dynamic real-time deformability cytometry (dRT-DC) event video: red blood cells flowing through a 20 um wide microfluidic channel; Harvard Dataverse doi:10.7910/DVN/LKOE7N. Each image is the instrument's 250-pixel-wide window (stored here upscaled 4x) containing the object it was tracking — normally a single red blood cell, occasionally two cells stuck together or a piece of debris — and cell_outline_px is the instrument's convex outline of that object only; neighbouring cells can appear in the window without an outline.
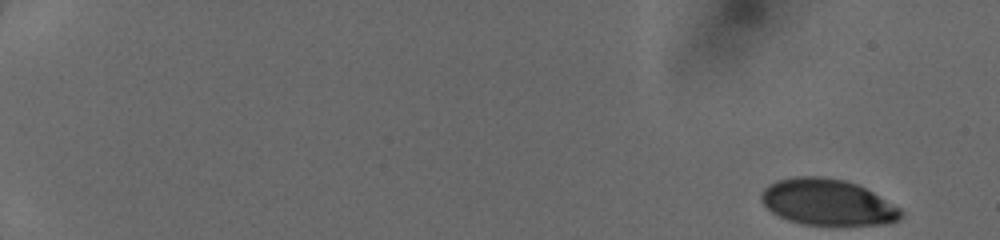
{"species": "human", "species_latin": "Homo sapiens", "temperature_condition": "cold", "stored_images_in_passage": 48, "camera_frame_rate_fps": 3000, "um_per_image_px": 0.085, "donor": {"sex": "female"}, "frame": {"image": 1, "passage_image": 1, "time_ms": 0.0, "image_size_px": [1000, 240], "cell_outline_px": [[904, 216], [900, 220], [888, 224], [804, 224], [788, 220], [772, 212], [760, 200], [760, 192], [768, 184], [776, 180], [796, 176], [820, 176], [844, 180], [856, 184], [872, 192], [900, 208], [904, 212]], "centroid_in_image_um": [70.33, 17.18], "position_along_channel_um": 14.7, "area_um2": 37.45}}
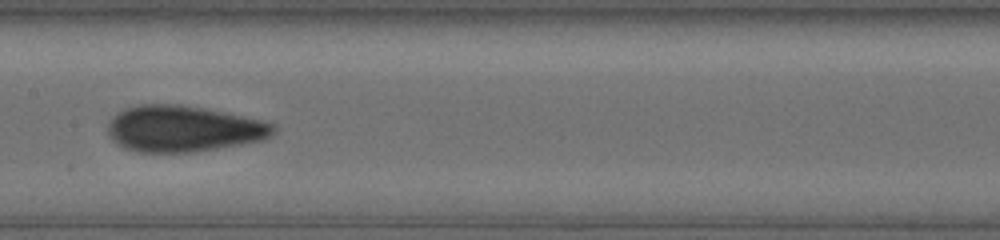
{"frame": {"image": 2, "passage_image": 27, "time_ms": 8.667, "image_size_px": [1000, 240], "cell_outline_px": [[276, 132], [272, 136], [264, 140], [196, 152], [136, 152], [124, 148], [112, 140], [108, 136], [108, 124], [112, 116], [124, 108], [140, 104], [180, 104], [204, 108], [260, 120], [276, 124]], "centroid_in_image_um": [15.57, 10.95], "position_along_channel_um": 191.8, "area_um2": 44.85}}
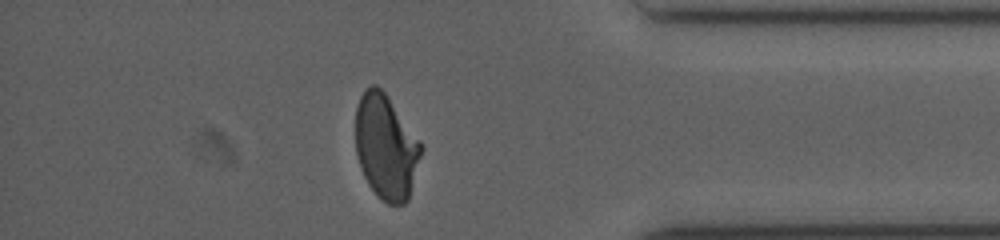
{"frame": {"image": 3, "passage_image": 43, "time_ms": 14.0, "image_size_px": [1000, 240], "cell_outline_px": [[424, 148], [408, 200], [404, 204], [388, 204], [380, 200], [368, 184], [360, 168], [356, 152], [356, 108], [360, 96], [364, 88], [372, 84], [376, 84], [384, 92], [420, 140]], "centroid_in_image_um": [32.81, 12.5], "position_along_channel_um": 402.4, "area_um2": 40.23}}